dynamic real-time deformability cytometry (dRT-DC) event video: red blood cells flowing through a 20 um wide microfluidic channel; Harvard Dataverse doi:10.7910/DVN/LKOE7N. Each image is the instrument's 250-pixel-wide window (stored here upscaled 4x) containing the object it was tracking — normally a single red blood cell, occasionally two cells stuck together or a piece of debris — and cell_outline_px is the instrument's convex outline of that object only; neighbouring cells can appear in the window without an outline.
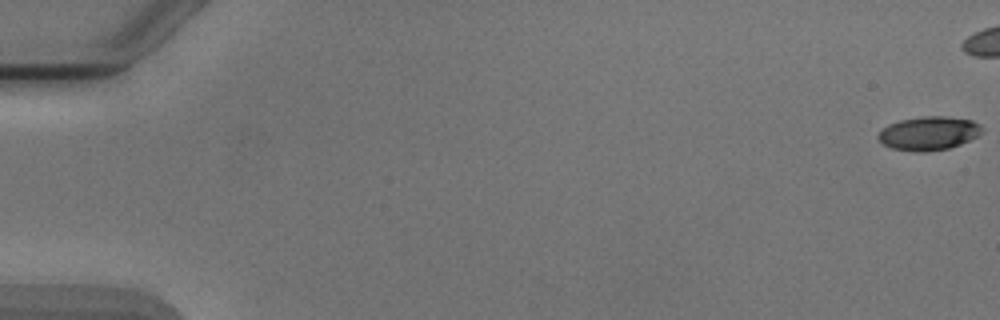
{"species": "Egyptian fruit bat (a non-hibernating species)", "species_latin": "Rousettus aegyptiacus", "temperature_condition": "cold", "stored_images_in_passage": 6, "camera_frame_rate_fps": 3000, "um_per_image_px": 0.085, "animal": {"sex": "male"}, "frame": {"image": 1, "passage_image": 1, "time_ms": 0.0, "image_size_px": [1000, 320], "cell_outline_px": [[984, 128], [976, 136], [960, 144], [948, 148], [928, 152], [912, 152], [892, 148], [884, 144], [876, 136], [888, 124], [900, 120], [920, 116], [944, 116], [972, 120], [980, 124]], "centroid_in_image_um": [78.93, 11.33], "position_along_channel_um": 6.1, "area_um2": 20.35}}